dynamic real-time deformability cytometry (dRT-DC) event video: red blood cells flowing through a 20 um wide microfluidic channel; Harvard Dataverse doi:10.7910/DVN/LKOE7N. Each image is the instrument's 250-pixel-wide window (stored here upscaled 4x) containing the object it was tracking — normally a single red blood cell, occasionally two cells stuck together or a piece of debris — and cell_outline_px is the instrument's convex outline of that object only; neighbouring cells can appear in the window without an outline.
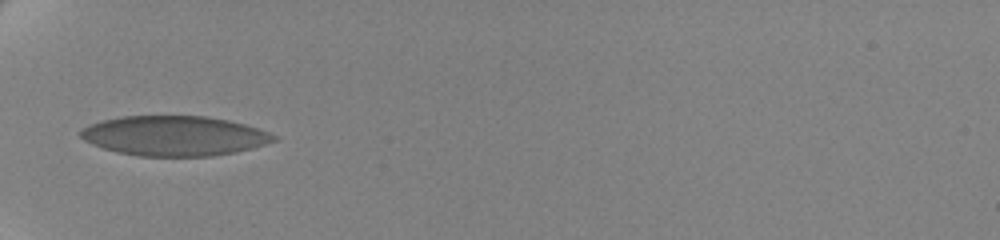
{"species": "human", "species_latin": "Homo sapiens", "temperature_condition": "cold", "stored_images_in_passage": 37, "camera_frame_rate_fps": 3000, "um_per_image_px": 0.085, "donor": {"sex": "female"}, "frame": {"image": 1, "passage_image": 1, "time_ms": 0.0, "image_size_px": [1000, 240], "cell_outline_px": [[276, 140], [252, 148], [212, 156], [140, 156], [116, 152], [92, 144], [84, 140], [80, 136], [80, 128], [104, 120], [124, 116], [204, 116], [228, 120], [244, 124], [268, 132], [276, 136]], "centroid_in_image_um": [14.78, 11.55], "position_along_channel_um": 70.2, "area_um2": 44.51}}
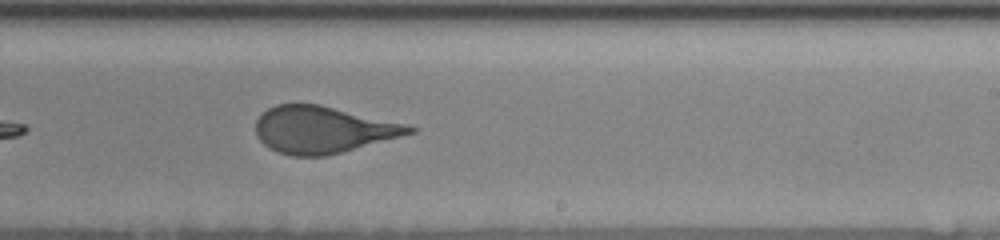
{"frame": {"image": 2, "passage_image": 18, "time_ms": 5.667, "image_size_px": [1000, 240], "cell_outline_px": [[420, 128], [416, 132], [340, 152], [324, 156], [292, 156], [276, 152], [264, 144], [256, 136], [256, 120], [268, 108], [276, 104], [320, 104], [408, 124]], "centroid_in_image_um": [27.45, 11.01], "position_along_channel_um": 261.6, "area_um2": 41.85}}
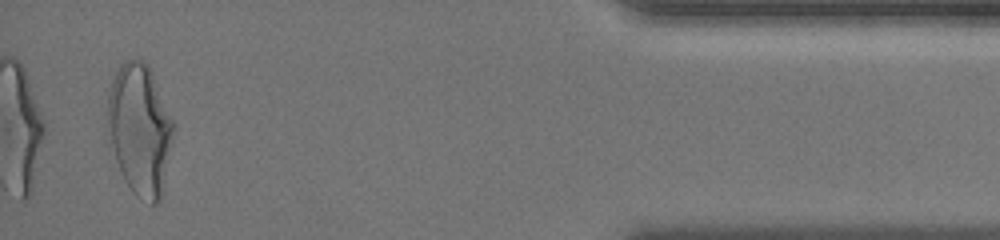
{"frame": {"image": 3, "passage_image": 36, "time_ms": 11.667, "image_size_px": [1000, 240], "cell_outline_px": [[176, 124], [160, 200], [156, 204], [152, 204], [136, 196], [132, 192], [124, 180], [120, 172], [116, 160], [112, 144], [108, 116], [108, 88], [120, 64], [124, 60], [144, 60], [148, 64]], "centroid_in_image_um": [11.91, 10.97], "position_along_channel_um": 423.3, "area_um2": 50.11}, "authors_computed_cell_mechanics": {"area_um2": 43.2922, "velocity_mm_per_s": 3.4902, "shape_relaxation_time_tau1_ms": 8.8487, "shape_relaxation_time_tau2_ms": null, "deformation_change_tau1": 0.2123, "deformation_change_tau2": null}}